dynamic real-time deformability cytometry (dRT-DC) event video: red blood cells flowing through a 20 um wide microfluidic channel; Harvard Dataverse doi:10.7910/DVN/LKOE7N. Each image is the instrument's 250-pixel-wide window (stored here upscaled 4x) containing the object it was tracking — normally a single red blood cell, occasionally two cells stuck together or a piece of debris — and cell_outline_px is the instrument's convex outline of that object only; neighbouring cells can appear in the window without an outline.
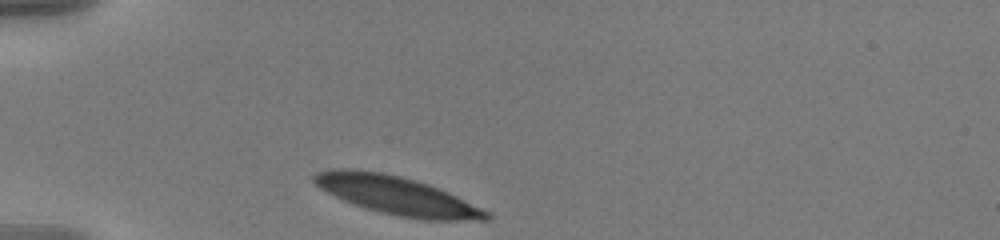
{"species": "human", "species_latin": "Homo sapiens", "temperature_condition": "warm", "stored_images_in_passage": 34, "camera_frame_rate_fps": 3000, "um_per_image_px": 0.085, "donor": {"sex": "male"}, "frame": {"image": 1, "passage_image": 1, "time_ms": 0.0, "image_size_px": [1000, 240], "cell_outline_px": [[492, 216], [488, 220], [424, 220], [400, 216], [380, 212], [344, 200], [320, 188], [312, 180], [312, 176], [316, 172], [332, 168], [352, 168], [384, 172], [416, 180], [440, 188], [488, 212]], "centroid_in_image_um": [33.7, 16.59], "position_along_channel_um": 51.3, "area_um2": 38.21}}
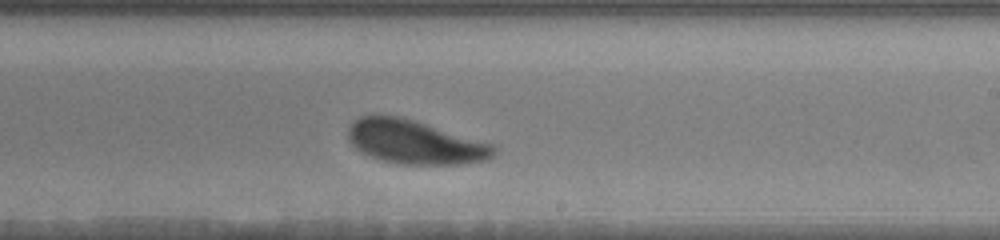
{"frame": {"image": 2, "passage_image": 20, "time_ms": 6.333, "image_size_px": [1000, 240], "cell_outline_px": [[496, 152], [488, 160], [460, 164], [400, 164], [384, 160], [372, 156], [356, 148], [348, 140], [348, 128], [352, 120], [360, 116], [400, 116], [492, 144], [496, 148]], "centroid_in_image_um": [35.25, 12.08], "position_along_channel_um": 253.7, "area_um2": 36.65}}
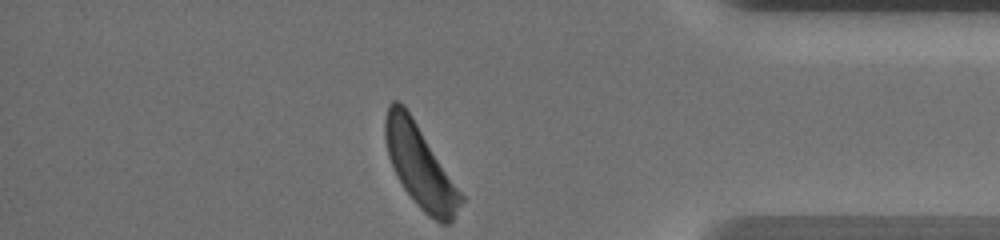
{"frame": {"image": 3, "passage_image": 34, "time_ms": 11.0, "image_size_px": [1000, 240], "cell_outline_px": [[464, 200], [452, 220], [448, 224], [440, 224], [428, 216], [416, 204], [404, 188], [388, 156], [384, 136], [384, 120], [388, 104], [392, 100], [400, 100], [404, 104], [412, 116], [464, 196]], "centroid_in_image_um": [35.69, 14.1], "position_along_channel_um": 399.5, "area_um2": 36.07}, "authors_computed_cell_mechanics": {"area_um2": 38.1191, "velocity_mm_per_s": 3.5666, "shape_relaxation_time_tau1_ms": 2.7082, "shape_relaxation_time_tau2_ms": null, "deformation_change_tau1": 0.1324, "deformation_change_tau2": null}}